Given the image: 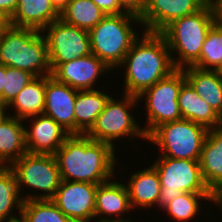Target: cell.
Returning a JSON list of instances; mask_svg holds the SVG:
<instances>
[{
	"instance_id": "7c38bea8",
	"label": "cell",
	"mask_w": 222,
	"mask_h": 222,
	"mask_svg": "<svg viewBox=\"0 0 222 222\" xmlns=\"http://www.w3.org/2000/svg\"><path fill=\"white\" fill-rule=\"evenodd\" d=\"M97 186L62 180L51 200L72 222H90L95 212Z\"/></svg>"
},
{
	"instance_id": "2e32d148",
	"label": "cell",
	"mask_w": 222,
	"mask_h": 222,
	"mask_svg": "<svg viewBox=\"0 0 222 222\" xmlns=\"http://www.w3.org/2000/svg\"><path fill=\"white\" fill-rule=\"evenodd\" d=\"M32 117L31 130H25L27 152L54 154L71 134L51 117L44 114Z\"/></svg>"
},
{
	"instance_id": "ba28073f",
	"label": "cell",
	"mask_w": 222,
	"mask_h": 222,
	"mask_svg": "<svg viewBox=\"0 0 222 222\" xmlns=\"http://www.w3.org/2000/svg\"><path fill=\"white\" fill-rule=\"evenodd\" d=\"M186 82L183 69H176L152 87L144 90L138 99L146 96L147 128H142L148 137L158 126L182 119L178 97Z\"/></svg>"
},
{
	"instance_id": "44dd1931",
	"label": "cell",
	"mask_w": 222,
	"mask_h": 222,
	"mask_svg": "<svg viewBox=\"0 0 222 222\" xmlns=\"http://www.w3.org/2000/svg\"><path fill=\"white\" fill-rule=\"evenodd\" d=\"M22 122V119L9 116L0 124V166L11 165L27 152L26 127Z\"/></svg>"
},
{
	"instance_id": "60d3db41",
	"label": "cell",
	"mask_w": 222,
	"mask_h": 222,
	"mask_svg": "<svg viewBox=\"0 0 222 222\" xmlns=\"http://www.w3.org/2000/svg\"><path fill=\"white\" fill-rule=\"evenodd\" d=\"M7 25H8L7 20H6L3 16H0V35H1L2 30H3Z\"/></svg>"
},
{
	"instance_id": "836d02e7",
	"label": "cell",
	"mask_w": 222,
	"mask_h": 222,
	"mask_svg": "<svg viewBox=\"0 0 222 222\" xmlns=\"http://www.w3.org/2000/svg\"><path fill=\"white\" fill-rule=\"evenodd\" d=\"M18 0H0V14L8 20L16 9Z\"/></svg>"
},
{
	"instance_id": "8fae6325",
	"label": "cell",
	"mask_w": 222,
	"mask_h": 222,
	"mask_svg": "<svg viewBox=\"0 0 222 222\" xmlns=\"http://www.w3.org/2000/svg\"><path fill=\"white\" fill-rule=\"evenodd\" d=\"M46 37L49 63H65L91 52L89 31L57 19L48 25Z\"/></svg>"
},
{
	"instance_id": "9c48e42d",
	"label": "cell",
	"mask_w": 222,
	"mask_h": 222,
	"mask_svg": "<svg viewBox=\"0 0 222 222\" xmlns=\"http://www.w3.org/2000/svg\"><path fill=\"white\" fill-rule=\"evenodd\" d=\"M9 167L13 170L19 189L28 186L45 192L35 196L28 195L25 200L52 199L61 183V175L53 154L26 152L21 158L14 161Z\"/></svg>"
},
{
	"instance_id": "4316f807",
	"label": "cell",
	"mask_w": 222,
	"mask_h": 222,
	"mask_svg": "<svg viewBox=\"0 0 222 222\" xmlns=\"http://www.w3.org/2000/svg\"><path fill=\"white\" fill-rule=\"evenodd\" d=\"M19 196L13 170L9 166H0V222H20L16 215L9 216L16 205L21 214L23 198Z\"/></svg>"
},
{
	"instance_id": "3957f363",
	"label": "cell",
	"mask_w": 222,
	"mask_h": 222,
	"mask_svg": "<svg viewBox=\"0 0 222 222\" xmlns=\"http://www.w3.org/2000/svg\"><path fill=\"white\" fill-rule=\"evenodd\" d=\"M40 32L7 25L0 35V63L34 77L51 75L46 37Z\"/></svg>"
},
{
	"instance_id": "d6a6232c",
	"label": "cell",
	"mask_w": 222,
	"mask_h": 222,
	"mask_svg": "<svg viewBox=\"0 0 222 222\" xmlns=\"http://www.w3.org/2000/svg\"><path fill=\"white\" fill-rule=\"evenodd\" d=\"M125 11L140 16L144 11L147 0H118Z\"/></svg>"
},
{
	"instance_id": "30bf717a",
	"label": "cell",
	"mask_w": 222,
	"mask_h": 222,
	"mask_svg": "<svg viewBox=\"0 0 222 222\" xmlns=\"http://www.w3.org/2000/svg\"><path fill=\"white\" fill-rule=\"evenodd\" d=\"M139 101L137 96L124 93L122 101L112 97L107 101L104 110L97 117L95 124L86 133L95 141L105 142L113 146V140L122 136H141L147 139L143 129H140L132 114L128 111Z\"/></svg>"
},
{
	"instance_id": "ffe728a7",
	"label": "cell",
	"mask_w": 222,
	"mask_h": 222,
	"mask_svg": "<svg viewBox=\"0 0 222 222\" xmlns=\"http://www.w3.org/2000/svg\"><path fill=\"white\" fill-rule=\"evenodd\" d=\"M199 163L202 177L213 192L222 183V127L209 129Z\"/></svg>"
},
{
	"instance_id": "8992f818",
	"label": "cell",
	"mask_w": 222,
	"mask_h": 222,
	"mask_svg": "<svg viewBox=\"0 0 222 222\" xmlns=\"http://www.w3.org/2000/svg\"><path fill=\"white\" fill-rule=\"evenodd\" d=\"M209 129L190 120L167 122L158 126L147 140L163 151L160 157L200 160Z\"/></svg>"
},
{
	"instance_id": "9a60e30c",
	"label": "cell",
	"mask_w": 222,
	"mask_h": 222,
	"mask_svg": "<svg viewBox=\"0 0 222 222\" xmlns=\"http://www.w3.org/2000/svg\"><path fill=\"white\" fill-rule=\"evenodd\" d=\"M78 90L46 76L44 115L51 117L70 134H75V100Z\"/></svg>"
},
{
	"instance_id": "e575fe53",
	"label": "cell",
	"mask_w": 222,
	"mask_h": 222,
	"mask_svg": "<svg viewBox=\"0 0 222 222\" xmlns=\"http://www.w3.org/2000/svg\"><path fill=\"white\" fill-rule=\"evenodd\" d=\"M215 9L216 22L222 26V0H210Z\"/></svg>"
},
{
	"instance_id": "6da1fadb",
	"label": "cell",
	"mask_w": 222,
	"mask_h": 222,
	"mask_svg": "<svg viewBox=\"0 0 222 222\" xmlns=\"http://www.w3.org/2000/svg\"><path fill=\"white\" fill-rule=\"evenodd\" d=\"M114 150L86 134H71L53 155L61 180L101 184L114 175Z\"/></svg>"
},
{
	"instance_id": "5b68a950",
	"label": "cell",
	"mask_w": 222,
	"mask_h": 222,
	"mask_svg": "<svg viewBox=\"0 0 222 222\" xmlns=\"http://www.w3.org/2000/svg\"><path fill=\"white\" fill-rule=\"evenodd\" d=\"M131 21L141 24L139 16L130 12L106 15L89 31L92 54L111 70L121 66L125 55L138 38Z\"/></svg>"
},
{
	"instance_id": "d590c367",
	"label": "cell",
	"mask_w": 222,
	"mask_h": 222,
	"mask_svg": "<svg viewBox=\"0 0 222 222\" xmlns=\"http://www.w3.org/2000/svg\"><path fill=\"white\" fill-rule=\"evenodd\" d=\"M211 201L222 206V183L212 192Z\"/></svg>"
},
{
	"instance_id": "83f0119b",
	"label": "cell",
	"mask_w": 222,
	"mask_h": 222,
	"mask_svg": "<svg viewBox=\"0 0 222 222\" xmlns=\"http://www.w3.org/2000/svg\"><path fill=\"white\" fill-rule=\"evenodd\" d=\"M20 222H72L51 199L23 201Z\"/></svg>"
},
{
	"instance_id": "603a6c76",
	"label": "cell",
	"mask_w": 222,
	"mask_h": 222,
	"mask_svg": "<svg viewBox=\"0 0 222 222\" xmlns=\"http://www.w3.org/2000/svg\"><path fill=\"white\" fill-rule=\"evenodd\" d=\"M127 185L132 208L136 205L145 208L159 204L161 184L153 166L132 175Z\"/></svg>"
},
{
	"instance_id": "8d00e7d4",
	"label": "cell",
	"mask_w": 222,
	"mask_h": 222,
	"mask_svg": "<svg viewBox=\"0 0 222 222\" xmlns=\"http://www.w3.org/2000/svg\"><path fill=\"white\" fill-rule=\"evenodd\" d=\"M53 7L60 14L68 5L70 0H50Z\"/></svg>"
},
{
	"instance_id": "f1b7e54d",
	"label": "cell",
	"mask_w": 222,
	"mask_h": 222,
	"mask_svg": "<svg viewBox=\"0 0 222 222\" xmlns=\"http://www.w3.org/2000/svg\"><path fill=\"white\" fill-rule=\"evenodd\" d=\"M194 67L202 70L222 71V26L217 22L208 31L202 46L200 59Z\"/></svg>"
},
{
	"instance_id": "4fadbf2b",
	"label": "cell",
	"mask_w": 222,
	"mask_h": 222,
	"mask_svg": "<svg viewBox=\"0 0 222 222\" xmlns=\"http://www.w3.org/2000/svg\"><path fill=\"white\" fill-rule=\"evenodd\" d=\"M210 0H147L139 16L147 32L160 33L173 20L195 14Z\"/></svg>"
},
{
	"instance_id": "4dcf8cb0",
	"label": "cell",
	"mask_w": 222,
	"mask_h": 222,
	"mask_svg": "<svg viewBox=\"0 0 222 222\" xmlns=\"http://www.w3.org/2000/svg\"><path fill=\"white\" fill-rule=\"evenodd\" d=\"M35 77L22 69L5 66L3 104L9 105Z\"/></svg>"
},
{
	"instance_id": "e0dca14e",
	"label": "cell",
	"mask_w": 222,
	"mask_h": 222,
	"mask_svg": "<svg viewBox=\"0 0 222 222\" xmlns=\"http://www.w3.org/2000/svg\"><path fill=\"white\" fill-rule=\"evenodd\" d=\"M59 18L60 14L50 0H18L7 22L13 27L30 28L43 33L48 25Z\"/></svg>"
},
{
	"instance_id": "f546056e",
	"label": "cell",
	"mask_w": 222,
	"mask_h": 222,
	"mask_svg": "<svg viewBox=\"0 0 222 222\" xmlns=\"http://www.w3.org/2000/svg\"><path fill=\"white\" fill-rule=\"evenodd\" d=\"M212 200V193H187L183 192L175 197L167 206L168 214L177 221H186L192 219L199 211V200Z\"/></svg>"
},
{
	"instance_id": "277c9868",
	"label": "cell",
	"mask_w": 222,
	"mask_h": 222,
	"mask_svg": "<svg viewBox=\"0 0 222 222\" xmlns=\"http://www.w3.org/2000/svg\"><path fill=\"white\" fill-rule=\"evenodd\" d=\"M215 23V9L209 1L195 14L173 20L160 32L171 53L176 51L180 55L172 59L176 69L194 66L199 61L207 33Z\"/></svg>"
},
{
	"instance_id": "cb8c5ba5",
	"label": "cell",
	"mask_w": 222,
	"mask_h": 222,
	"mask_svg": "<svg viewBox=\"0 0 222 222\" xmlns=\"http://www.w3.org/2000/svg\"><path fill=\"white\" fill-rule=\"evenodd\" d=\"M109 181L97 186L94 217L103 214L111 216L116 214V216L122 217L121 213L132 209L127 186Z\"/></svg>"
},
{
	"instance_id": "484cf974",
	"label": "cell",
	"mask_w": 222,
	"mask_h": 222,
	"mask_svg": "<svg viewBox=\"0 0 222 222\" xmlns=\"http://www.w3.org/2000/svg\"><path fill=\"white\" fill-rule=\"evenodd\" d=\"M106 14L92 0H70L60 13L65 23L90 31Z\"/></svg>"
},
{
	"instance_id": "ab89813d",
	"label": "cell",
	"mask_w": 222,
	"mask_h": 222,
	"mask_svg": "<svg viewBox=\"0 0 222 222\" xmlns=\"http://www.w3.org/2000/svg\"><path fill=\"white\" fill-rule=\"evenodd\" d=\"M123 218H119V219H115V220H112V219H107V218H103L101 217V219L99 218V221L97 220V222H131L130 220H122Z\"/></svg>"
},
{
	"instance_id": "f35d334b",
	"label": "cell",
	"mask_w": 222,
	"mask_h": 222,
	"mask_svg": "<svg viewBox=\"0 0 222 222\" xmlns=\"http://www.w3.org/2000/svg\"><path fill=\"white\" fill-rule=\"evenodd\" d=\"M7 108H8V105L3 104V103L0 102V124L9 117L8 116L9 114H7V116L5 114V112H6L5 110Z\"/></svg>"
},
{
	"instance_id": "d6986e66",
	"label": "cell",
	"mask_w": 222,
	"mask_h": 222,
	"mask_svg": "<svg viewBox=\"0 0 222 222\" xmlns=\"http://www.w3.org/2000/svg\"><path fill=\"white\" fill-rule=\"evenodd\" d=\"M179 108L182 119L201 124L208 129L222 127V118L194 91L186 81L179 92Z\"/></svg>"
},
{
	"instance_id": "52a82bcc",
	"label": "cell",
	"mask_w": 222,
	"mask_h": 222,
	"mask_svg": "<svg viewBox=\"0 0 222 222\" xmlns=\"http://www.w3.org/2000/svg\"><path fill=\"white\" fill-rule=\"evenodd\" d=\"M152 166L161 184L159 205L167 206L181 193H212L206 185L197 160L159 157Z\"/></svg>"
},
{
	"instance_id": "7402d4cb",
	"label": "cell",
	"mask_w": 222,
	"mask_h": 222,
	"mask_svg": "<svg viewBox=\"0 0 222 222\" xmlns=\"http://www.w3.org/2000/svg\"><path fill=\"white\" fill-rule=\"evenodd\" d=\"M111 96L96 89L79 90L75 100V134H86Z\"/></svg>"
},
{
	"instance_id": "74e56055",
	"label": "cell",
	"mask_w": 222,
	"mask_h": 222,
	"mask_svg": "<svg viewBox=\"0 0 222 222\" xmlns=\"http://www.w3.org/2000/svg\"><path fill=\"white\" fill-rule=\"evenodd\" d=\"M5 66L0 63V102L3 103Z\"/></svg>"
},
{
	"instance_id": "ac0fdd59",
	"label": "cell",
	"mask_w": 222,
	"mask_h": 222,
	"mask_svg": "<svg viewBox=\"0 0 222 222\" xmlns=\"http://www.w3.org/2000/svg\"><path fill=\"white\" fill-rule=\"evenodd\" d=\"M186 81L222 118V71L202 70L194 66L183 68Z\"/></svg>"
},
{
	"instance_id": "d4e9b609",
	"label": "cell",
	"mask_w": 222,
	"mask_h": 222,
	"mask_svg": "<svg viewBox=\"0 0 222 222\" xmlns=\"http://www.w3.org/2000/svg\"><path fill=\"white\" fill-rule=\"evenodd\" d=\"M45 87L46 76L35 77L28 83L21 92L8 105L14 106L16 115L14 117L28 119L29 117L40 115L44 113L45 107Z\"/></svg>"
},
{
	"instance_id": "1f68e13d",
	"label": "cell",
	"mask_w": 222,
	"mask_h": 222,
	"mask_svg": "<svg viewBox=\"0 0 222 222\" xmlns=\"http://www.w3.org/2000/svg\"><path fill=\"white\" fill-rule=\"evenodd\" d=\"M106 15L125 13L118 0H92Z\"/></svg>"
},
{
	"instance_id": "7a4b0ae2",
	"label": "cell",
	"mask_w": 222,
	"mask_h": 222,
	"mask_svg": "<svg viewBox=\"0 0 222 222\" xmlns=\"http://www.w3.org/2000/svg\"><path fill=\"white\" fill-rule=\"evenodd\" d=\"M140 39V40H139ZM169 47L163 35L144 31L125 55L121 65L127 66L125 94L139 96L161 79L176 70Z\"/></svg>"
},
{
	"instance_id": "5bb4252c",
	"label": "cell",
	"mask_w": 222,
	"mask_h": 222,
	"mask_svg": "<svg viewBox=\"0 0 222 222\" xmlns=\"http://www.w3.org/2000/svg\"><path fill=\"white\" fill-rule=\"evenodd\" d=\"M50 67L51 76L78 91L92 90L97 77L104 71L110 70L101 59L92 53L65 63H50Z\"/></svg>"
}]
</instances>
